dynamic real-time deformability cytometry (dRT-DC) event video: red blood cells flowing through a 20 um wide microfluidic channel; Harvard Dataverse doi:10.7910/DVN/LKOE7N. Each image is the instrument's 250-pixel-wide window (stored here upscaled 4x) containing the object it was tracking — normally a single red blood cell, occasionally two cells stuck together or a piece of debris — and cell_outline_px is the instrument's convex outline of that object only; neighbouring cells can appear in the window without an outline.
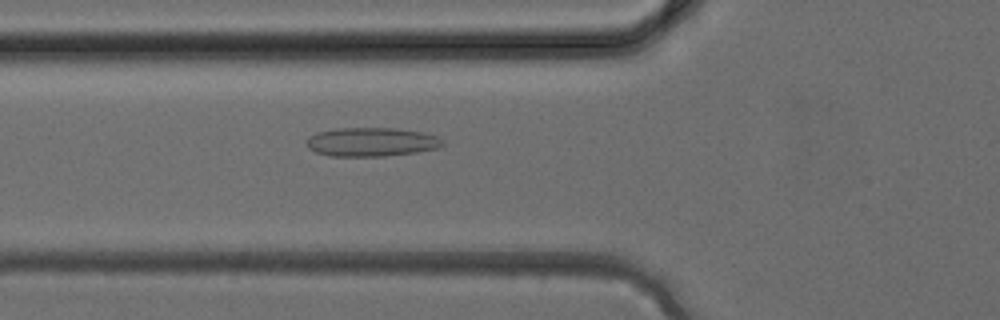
{"species": "common noctule bat (a hibernating species)", "species_latin": "Nyctalus noctula", "temperature_condition": "cold", "stored_images_in_passage": 35, "camera_frame_rate_fps": 3000, "um_per_image_px": 0.085, "animal": {"sex": "female", "body_mass_g": 24.6, "forearm_length_mm": 56.2}, "frame": {"image": 1, "passage_image": 12, "time_ms": 3.667, "image_size_px": [1000, 320], "cell_outline_px": [[444, 144], [436, 148], [416, 152], [384, 156], [332, 156], [316, 152], [308, 148], [308, 136], [316, 132], [336, 128], [396, 128], [424, 132], [436, 136], [444, 140]], "centroid_in_image_um": [31.58, 12.06], "position_along_channel_um": 94.2, "area_um2": 22.89}}
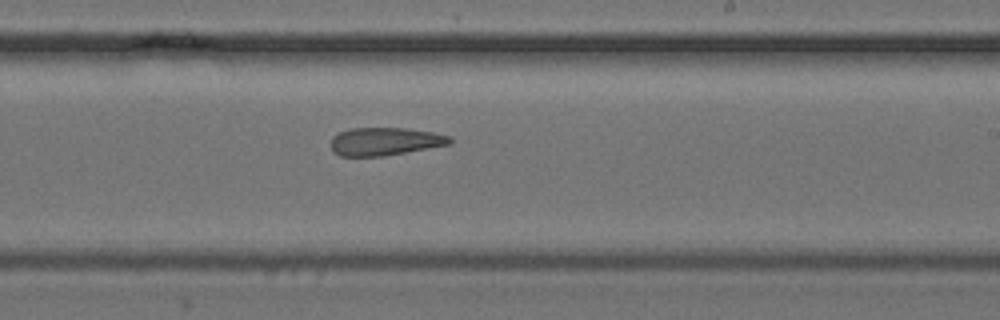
{"frame": {"image": 2, "passage_image": 21, "time_ms": 6.667, "image_size_px": [1000, 320], "cell_outline_px": [[452, 144], [384, 156], [340, 156], [332, 152], [332, 136], [348, 128], [408, 128], [432, 132], [452, 136]], "centroid_in_image_um": [32.74, 12.02], "position_along_channel_um": 256.3, "area_um2": 19.54}}
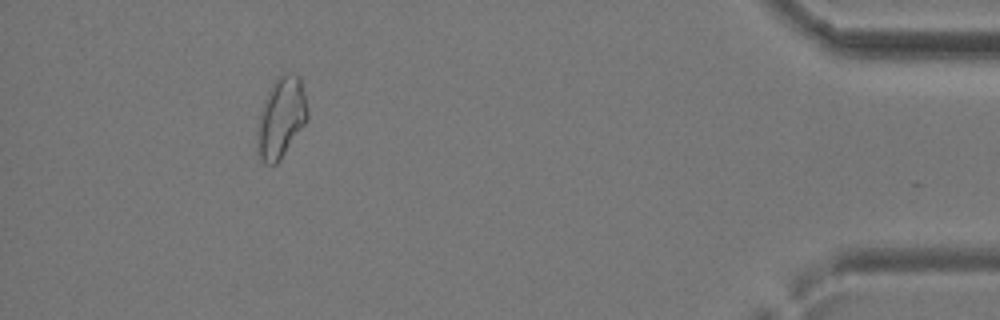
{"frame": {"image": 3, "passage_image": 33, "time_ms": 10.667, "image_size_px": [1000, 320], "cell_outline_px": [[308, 120], [280, 160], [276, 164], [264, 164], [260, 160], [256, 152], [256, 128], [260, 112], [264, 100], [272, 84], [280, 76], [292, 72], [300, 76], [304, 92], [308, 112]], "centroid_in_image_um": [23.87, 10.05], "position_along_channel_um": 411.3, "area_um2": 23.87}}